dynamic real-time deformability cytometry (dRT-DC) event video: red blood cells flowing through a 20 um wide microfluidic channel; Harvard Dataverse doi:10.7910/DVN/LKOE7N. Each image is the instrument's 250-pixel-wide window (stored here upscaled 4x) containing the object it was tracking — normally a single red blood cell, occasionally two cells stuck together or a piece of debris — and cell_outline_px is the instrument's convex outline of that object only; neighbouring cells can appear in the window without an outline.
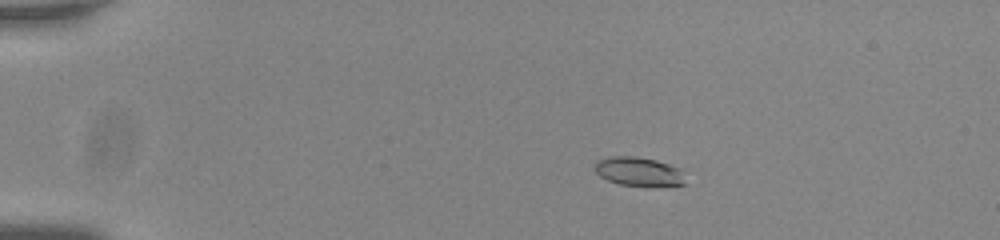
{"species": "common noctule bat (a hibernating species)", "species_latin": "Nyctalus noctula", "temperature_condition": "room temperature", "stored_images_in_passage": 56, "camera_frame_rate_fps": 3000, "um_per_image_px": 0.085, "animal": {"sex": "male", "body_mass_g": 20.0, "forearm_length_mm": 53.3}, "frame": {"image": 1, "passage_image": 11, "time_ms": 3.333, "image_size_px": [1000, 240], "cell_outline_px": [[688, 184], [620, 184], [608, 180], [600, 176], [592, 168], [596, 160], [608, 156], [636, 156], [656, 160], [680, 168], [684, 172]], "centroid_in_image_um": [54.26, 14.53], "position_along_channel_um": 30.7, "area_um2": 15.09}}
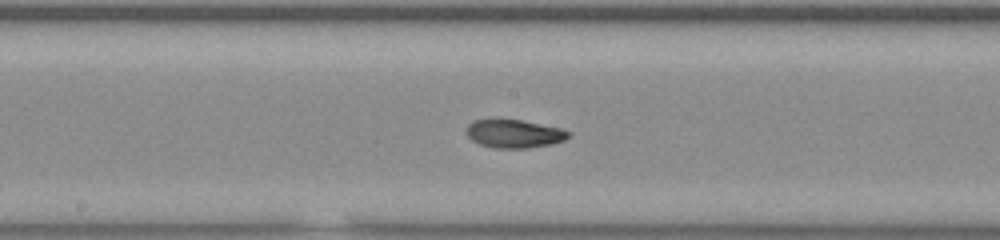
{"frame": {"image": 2, "passage_image": 31, "time_ms": 10.0, "image_size_px": [1000, 240], "cell_outline_px": [[572, 132], [564, 140], [552, 144], [528, 148], [496, 148], [480, 144], [472, 140], [464, 132], [468, 124], [472, 120], [488, 116], [500, 116], [564, 128]], "centroid_in_image_um": [43.64, 11.3], "position_along_channel_um": 204.6, "area_um2": 17.8}}
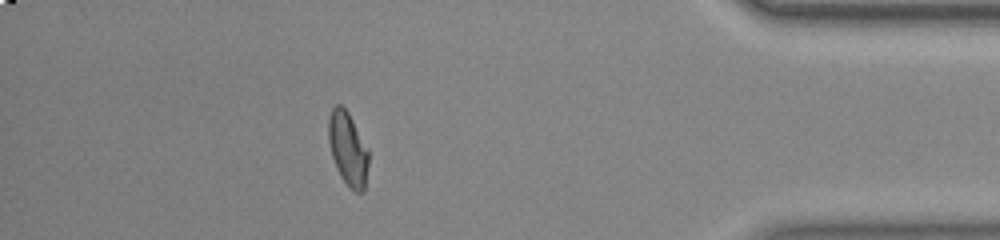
{"frame": {"image": 3, "passage_image": 50, "time_ms": 16.333, "image_size_px": [1000, 240], "cell_outline_px": [[368, 164], [364, 192], [356, 192], [340, 176], [332, 156], [328, 140], [328, 120], [332, 108], [336, 104], [340, 104], [348, 112], [368, 148]], "centroid_in_image_um": [29.57, 12.62], "position_along_channel_um": 405.6, "area_um2": 16.99}, "authors_computed_cell_mechanics": {"area_um2": 17.1088, "velocity_mm_per_s": 3.7666, "shape_relaxation_time_tau1_ms": 4.6101, "shape_relaxation_time_tau2_ms": 2.4537, "deformation_change_tau1": 0.1688, "deformation_change_tau2": 0.0505}}